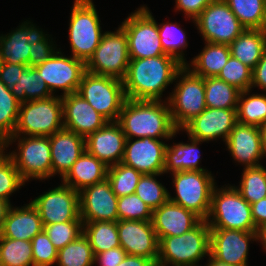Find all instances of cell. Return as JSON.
Segmentation results:
<instances>
[{"label": "cell", "instance_id": "6da1fadb", "mask_svg": "<svg viewBox=\"0 0 266 266\" xmlns=\"http://www.w3.org/2000/svg\"><path fill=\"white\" fill-rule=\"evenodd\" d=\"M170 55L130 59L123 86L127 99L161 101L163 92L173 84L183 67Z\"/></svg>", "mask_w": 266, "mask_h": 266}, {"label": "cell", "instance_id": "7a4b0ae2", "mask_svg": "<svg viewBox=\"0 0 266 266\" xmlns=\"http://www.w3.org/2000/svg\"><path fill=\"white\" fill-rule=\"evenodd\" d=\"M126 139L151 137L172 140L177 130L172 122L168 101L126 99L117 121Z\"/></svg>", "mask_w": 266, "mask_h": 266}, {"label": "cell", "instance_id": "3957f363", "mask_svg": "<svg viewBox=\"0 0 266 266\" xmlns=\"http://www.w3.org/2000/svg\"><path fill=\"white\" fill-rule=\"evenodd\" d=\"M209 255L210 227L206 220H202L180 236L162 237L159 240L157 266H201L198 262Z\"/></svg>", "mask_w": 266, "mask_h": 266}, {"label": "cell", "instance_id": "277c9868", "mask_svg": "<svg viewBox=\"0 0 266 266\" xmlns=\"http://www.w3.org/2000/svg\"><path fill=\"white\" fill-rule=\"evenodd\" d=\"M16 150L6 152L13 160L23 181L47 180L52 177V161L49 136H10L1 147L7 151L12 143ZM17 151V152H16Z\"/></svg>", "mask_w": 266, "mask_h": 266}, {"label": "cell", "instance_id": "5b68a950", "mask_svg": "<svg viewBox=\"0 0 266 266\" xmlns=\"http://www.w3.org/2000/svg\"><path fill=\"white\" fill-rule=\"evenodd\" d=\"M172 93L165 98L169 103L172 122L182 130L206 108L204 78L185 65L177 72Z\"/></svg>", "mask_w": 266, "mask_h": 266}, {"label": "cell", "instance_id": "8992f818", "mask_svg": "<svg viewBox=\"0 0 266 266\" xmlns=\"http://www.w3.org/2000/svg\"><path fill=\"white\" fill-rule=\"evenodd\" d=\"M217 187L215 185L212 191L211 207L206 219L210 229L257 231L252 219L251 205L234 185L228 183Z\"/></svg>", "mask_w": 266, "mask_h": 266}, {"label": "cell", "instance_id": "52a82bcc", "mask_svg": "<svg viewBox=\"0 0 266 266\" xmlns=\"http://www.w3.org/2000/svg\"><path fill=\"white\" fill-rule=\"evenodd\" d=\"M69 20L71 56L86 63L99 46L103 35L93 0H74Z\"/></svg>", "mask_w": 266, "mask_h": 266}, {"label": "cell", "instance_id": "ba28073f", "mask_svg": "<svg viewBox=\"0 0 266 266\" xmlns=\"http://www.w3.org/2000/svg\"><path fill=\"white\" fill-rule=\"evenodd\" d=\"M63 127L62 98L54 95L21 103L13 135L50 136Z\"/></svg>", "mask_w": 266, "mask_h": 266}, {"label": "cell", "instance_id": "9c48e42d", "mask_svg": "<svg viewBox=\"0 0 266 266\" xmlns=\"http://www.w3.org/2000/svg\"><path fill=\"white\" fill-rule=\"evenodd\" d=\"M108 122H116L126 101L123 80L85 72L77 91Z\"/></svg>", "mask_w": 266, "mask_h": 266}, {"label": "cell", "instance_id": "30bf717a", "mask_svg": "<svg viewBox=\"0 0 266 266\" xmlns=\"http://www.w3.org/2000/svg\"><path fill=\"white\" fill-rule=\"evenodd\" d=\"M212 175L209 170L172 173L176 195L172 197L169 192V201L206 220L211 207L212 191L217 184Z\"/></svg>", "mask_w": 266, "mask_h": 266}, {"label": "cell", "instance_id": "8fae6325", "mask_svg": "<svg viewBox=\"0 0 266 266\" xmlns=\"http://www.w3.org/2000/svg\"><path fill=\"white\" fill-rule=\"evenodd\" d=\"M129 63L127 36L119 26L116 32H103L99 46L85 64L87 72L123 80Z\"/></svg>", "mask_w": 266, "mask_h": 266}, {"label": "cell", "instance_id": "7c38bea8", "mask_svg": "<svg viewBox=\"0 0 266 266\" xmlns=\"http://www.w3.org/2000/svg\"><path fill=\"white\" fill-rule=\"evenodd\" d=\"M121 23L128 40L130 59L167 55L162 49L155 18L145 5L140 6Z\"/></svg>", "mask_w": 266, "mask_h": 266}, {"label": "cell", "instance_id": "4fadbf2b", "mask_svg": "<svg viewBox=\"0 0 266 266\" xmlns=\"http://www.w3.org/2000/svg\"><path fill=\"white\" fill-rule=\"evenodd\" d=\"M205 42L230 45L246 28L224 0L211 2L194 20Z\"/></svg>", "mask_w": 266, "mask_h": 266}, {"label": "cell", "instance_id": "5bb4252c", "mask_svg": "<svg viewBox=\"0 0 266 266\" xmlns=\"http://www.w3.org/2000/svg\"><path fill=\"white\" fill-rule=\"evenodd\" d=\"M63 54L59 48L49 59L35 66L53 95L57 90L63 91L61 97L76 93L86 72L84 61Z\"/></svg>", "mask_w": 266, "mask_h": 266}, {"label": "cell", "instance_id": "9a60e30c", "mask_svg": "<svg viewBox=\"0 0 266 266\" xmlns=\"http://www.w3.org/2000/svg\"><path fill=\"white\" fill-rule=\"evenodd\" d=\"M38 210L43 226L80 218L79 191L61 184L31 201Z\"/></svg>", "mask_w": 266, "mask_h": 266}, {"label": "cell", "instance_id": "2e32d148", "mask_svg": "<svg viewBox=\"0 0 266 266\" xmlns=\"http://www.w3.org/2000/svg\"><path fill=\"white\" fill-rule=\"evenodd\" d=\"M250 241H257V231L210 229V255L223 263L248 266Z\"/></svg>", "mask_w": 266, "mask_h": 266}, {"label": "cell", "instance_id": "e0dca14e", "mask_svg": "<svg viewBox=\"0 0 266 266\" xmlns=\"http://www.w3.org/2000/svg\"><path fill=\"white\" fill-rule=\"evenodd\" d=\"M118 197L109 180L85 187L79 192L80 218L83 223L95 221H118Z\"/></svg>", "mask_w": 266, "mask_h": 266}, {"label": "cell", "instance_id": "ac0fdd59", "mask_svg": "<svg viewBox=\"0 0 266 266\" xmlns=\"http://www.w3.org/2000/svg\"><path fill=\"white\" fill-rule=\"evenodd\" d=\"M237 124V109L206 108L190 121L181 132L186 131L188 137L203 142L229 137Z\"/></svg>", "mask_w": 266, "mask_h": 266}, {"label": "cell", "instance_id": "d6986e66", "mask_svg": "<svg viewBox=\"0 0 266 266\" xmlns=\"http://www.w3.org/2000/svg\"><path fill=\"white\" fill-rule=\"evenodd\" d=\"M167 143L151 137L126 139L121 163L142 174H164V157Z\"/></svg>", "mask_w": 266, "mask_h": 266}, {"label": "cell", "instance_id": "ffe728a7", "mask_svg": "<svg viewBox=\"0 0 266 266\" xmlns=\"http://www.w3.org/2000/svg\"><path fill=\"white\" fill-rule=\"evenodd\" d=\"M120 246L129 255L153 259L159 256V240L151 221L118 220Z\"/></svg>", "mask_w": 266, "mask_h": 266}, {"label": "cell", "instance_id": "44dd1931", "mask_svg": "<svg viewBox=\"0 0 266 266\" xmlns=\"http://www.w3.org/2000/svg\"><path fill=\"white\" fill-rule=\"evenodd\" d=\"M225 146L233 160L244 168L259 166L260 161L266 158L258 126L237 123L226 139Z\"/></svg>", "mask_w": 266, "mask_h": 266}, {"label": "cell", "instance_id": "7402d4cb", "mask_svg": "<svg viewBox=\"0 0 266 266\" xmlns=\"http://www.w3.org/2000/svg\"><path fill=\"white\" fill-rule=\"evenodd\" d=\"M61 98L64 128L85 139L108 122L79 93H71Z\"/></svg>", "mask_w": 266, "mask_h": 266}, {"label": "cell", "instance_id": "603a6c76", "mask_svg": "<svg viewBox=\"0 0 266 266\" xmlns=\"http://www.w3.org/2000/svg\"><path fill=\"white\" fill-rule=\"evenodd\" d=\"M125 142L126 136L121 125L117 121L107 122L85 139V149L90 155L110 167L122 161Z\"/></svg>", "mask_w": 266, "mask_h": 266}, {"label": "cell", "instance_id": "cb8c5ba5", "mask_svg": "<svg viewBox=\"0 0 266 266\" xmlns=\"http://www.w3.org/2000/svg\"><path fill=\"white\" fill-rule=\"evenodd\" d=\"M201 221L202 219L194 212L169 200L153 210L151 220L158 240L162 237L180 236L193 229Z\"/></svg>", "mask_w": 266, "mask_h": 266}, {"label": "cell", "instance_id": "d4e9b609", "mask_svg": "<svg viewBox=\"0 0 266 266\" xmlns=\"http://www.w3.org/2000/svg\"><path fill=\"white\" fill-rule=\"evenodd\" d=\"M52 161V177L67 174L85 149V138L62 128L49 136Z\"/></svg>", "mask_w": 266, "mask_h": 266}, {"label": "cell", "instance_id": "484cf974", "mask_svg": "<svg viewBox=\"0 0 266 266\" xmlns=\"http://www.w3.org/2000/svg\"><path fill=\"white\" fill-rule=\"evenodd\" d=\"M6 35L0 34V62L29 66L30 41L41 30L31 21H24Z\"/></svg>", "mask_w": 266, "mask_h": 266}, {"label": "cell", "instance_id": "4316f807", "mask_svg": "<svg viewBox=\"0 0 266 266\" xmlns=\"http://www.w3.org/2000/svg\"><path fill=\"white\" fill-rule=\"evenodd\" d=\"M43 230L38 210L32 205L9 209L0 235L2 237L32 241V238Z\"/></svg>", "mask_w": 266, "mask_h": 266}, {"label": "cell", "instance_id": "83f0119b", "mask_svg": "<svg viewBox=\"0 0 266 266\" xmlns=\"http://www.w3.org/2000/svg\"><path fill=\"white\" fill-rule=\"evenodd\" d=\"M107 172L108 167L85 150L61 179V183L80 192L85 187L105 180Z\"/></svg>", "mask_w": 266, "mask_h": 266}, {"label": "cell", "instance_id": "f1b7e54d", "mask_svg": "<svg viewBox=\"0 0 266 266\" xmlns=\"http://www.w3.org/2000/svg\"><path fill=\"white\" fill-rule=\"evenodd\" d=\"M190 143L167 144L164 157V174L181 171H204L202 168L199 144L201 141L188 137Z\"/></svg>", "mask_w": 266, "mask_h": 266}, {"label": "cell", "instance_id": "f546056e", "mask_svg": "<svg viewBox=\"0 0 266 266\" xmlns=\"http://www.w3.org/2000/svg\"><path fill=\"white\" fill-rule=\"evenodd\" d=\"M229 48L232 57L253 69L266 50V29H245Z\"/></svg>", "mask_w": 266, "mask_h": 266}, {"label": "cell", "instance_id": "4dcf8cb0", "mask_svg": "<svg viewBox=\"0 0 266 266\" xmlns=\"http://www.w3.org/2000/svg\"><path fill=\"white\" fill-rule=\"evenodd\" d=\"M230 56L229 45L205 42L201 52L185 66L203 78L217 77Z\"/></svg>", "mask_w": 266, "mask_h": 266}, {"label": "cell", "instance_id": "1f68e13d", "mask_svg": "<svg viewBox=\"0 0 266 266\" xmlns=\"http://www.w3.org/2000/svg\"><path fill=\"white\" fill-rule=\"evenodd\" d=\"M10 89L20 104L54 96L38 70L29 66L21 73L19 82Z\"/></svg>", "mask_w": 266, "mask_h": 266}, {"label": "cell", "instance_id": "d6a6232c", "mask_svg": "<svg viewBox=\"0 0 266 266\" xmlns=\"http://www.w3.org/2000/svg\"><path fill=\"white\" fill-rule=\"evenodd\" d=\"M241 91L237 106V123L262 126L266 122V92L252 93Z\"/></svg>", "mask_w": 266, "mask_h": 266}, {"label": "cell", "instance_id": "836d02e7", "mask_svg": "<svg viewBox=\"0 0 266 266\" xmlns=\"http://www.w3.org/2000/svg\"><path fill=\"white\" fill-rule=\"evenodd\" d=\"M83 234L88 238L94 255L120 247L117 222L95 221L83 223Z\"/></svg>", "mask_w": 266, "mask_h": 266}, {"label": "cell", "instance_id": "e575fe53", "mask_svg": "<svg viewBox=\"0 0 266 266\" xmlns=\"http://www.w3.org/2000/svg\"><path fill=\"white\" fill-rule=\"evenodd\" d=\"M208 108L237 109L240 90L217 77L204 78Z\"/></svg>", "mask_w": 266, "mask_h": 266}, {"label": "cell", "instance_id": "d590c367", "mask_svg": "<svg viewBox=\"0 0 266 266\" xmlns=\"http://www.w3.org/2000/svg\"><path fill=\"white\" fill-rule=\"evenodd\" d=\"M246 29H266L265 0H224Z\"/></svg>", "mask_w": 266, "mask_h": 266}, {"label": "cell", "instance_id": "8d00e7d4", "mask_svg": "<svg viewBox=\"0 0 266 266\" xmlns=\"http://www.w3.org/2000/svg\"><path fill=\"white\" fill-rule=\"evenodd\" d=\"M162 49L165 54L176 58L182 65H186L188 61L185 58L184 49L188 47L186 32L177 22L157 24Z\"/></svg>", "mask_w": 266, "mask_h": 266}, {"label": "cell", "instance_id": "74e56055", "mask_svg": "<svg viewBox=\"0 0 266 266\" xmlns=\"http://www.w3.org/2000/svg\"><path fill=\"white\" fill-rule=\"evenodd\" d=\"M0 266H34L31 241L0 235Z\"/></svg>", "mask_w": 266, "mask_h": 266}, {"label": "cell", "instance_id": "f35d334b", "mask_svg": "<svg viewBox=\"0 0 266 266\" xmlns=\"http://www.w3.org/2000/svg\"><path fill=\"white\" fill-rule=\"evenodd\" d=\"M95 255L88 238L81 234L77 239L58 250L57 266H94Z\"/></svg>", "mask_w": 266, "mask_h": 266}, {"label": "cell", "instance_id": "ab89813d", "mask_svg": "<svg viewBox=\"0 0 266 266\" xmlns=\"http://www.w3.org/2000/svg\"><path fill=\"white\" fill-rule=\"evenodd\" d=\"M239 183V186L234 187L250 205L266 198V167L243 168Z\"/></svg>", "mask_w": 266, "mask_h": 266}, {"label": "cell", "instance_id": "60d3db41", "mask_svg": "<svg viewBox=\"0 0 266 266\" xmlns=\"http://www.w3.org/2000/svg\"><path fill=\"white\" fill-rule=\"evenodd\" d=\"M20 103L0 80V146L13 135L15 130Z\"/></svg>", "mask_w": 266, "mask_h": 266}, {"label": "cell", "instance_id": "b9f144b4", "mask_svg": "<svg viewBox=\"0 0 266 266\" xmlns=\"http://www.w3.org/2000/svg\"><path fill=\"white\" fill-rule=\"evenodd\" d=\"M142 173L123 163L108 167L107 179L114 194L119 198L134 194Z\"/></svg>", "mask_w": 266, "mask_h": 266}, {"label": "cell", "instance_id": "7bdbcfd3", "mask_svg": "<svg viewBox=\"0 0 266 266\" xmlns=\"http://www.w3.org/2000/svg\"><path fill=\"white\" fill-rule=\"evenodd\" d=\"M163 174H142L136 186L135 194L146 203L151 210L159 208L169 200V191L156 179Z\"/></svg>", "mask_w": 266, "mask_h": 266}, {"label": "cell", "instance_id": "ee69618b", "mask_svg": "<svg viewBox=\"0 0 266 266\" xmlns=\"http://www.w3.org/2000/svg\"><path fill=\"white\" fill-rule=\"evenodd\" d=\"M25 185L11 157L0 146V199L10 202V196Z\"/></svg>", "mask_w": 266, "mask_h": 266}, {"label": "cell", "instance_id": "f6af8a7d", "mask_svg": "<svg viewBox=\"0 0 266 266\" xmlns=\"http://www.w3.org/2000/svg\"><path fill=\"white\" fill-rule=\"evenodd\" d=\"M217 78L240 91L249 90L251 89L252 69L240 60L230 56Z\"/></svg>", "mask_w": 266, "mask_h": 266}, {"label": "cell", "instance_id": "bcb514c9", "mask_svg": "<svg viewBox=\"0 0 266 266\" xmlns=\"http://www.w3.org/2000/svg\"><path fill=\"white\" fill-rule=\"evenodd\" d=\"M57 250L62 249L83 234V221H67L43 226Z\"/></svg>", "mask_w": 266, "mask_h": 266}, {"label": "cell", "instance_id": "7dc6e473", "mask_svg": "<svg viewBox=\"0 0 266 266\" xmlns=\"http://www.w3.org/2000/svg\"><path fill=\"white\" fill-rule=\"evenodd\" d=\"M118 220L151 221L153 211L135 193L118 198Z\"/></svg>", "mask_w": 266, "mask_h": 266}, {"label": "cell", "instance_id": "c3c4849f", "mask_svg": "<svg viewBox=\"0 0 266 266\" xmlns=\"http://www.w3.org/2000/svg\"><path fill=\"white\" fill-rule=\"evenodd\" d=\"M34 266H53L57 261L58 250L42 230L31 241Z\"/></svg>", "mask_w": 266, "mask_h": 266}, {"label": "cell", "instance_id": "681fc988", "mask_svg": "<svg viewBox=\"0 0 266 266\" xmlns=\"http://www.w3.org/2000/svg\"><path fill=\"white\" fill-rule=\"evenodd\" d=\"M40 30L30 41L29 67H35L49 59L57 50L49 34ZM56 45V46H55Z\"/></svg>", "mask_w": 266, "mask_h": 266}, {"label": "cell", "instance_id": "f907efd6", "mask_svg": "<svg viewBox=\"0 0 266 266\" xmlns=\"http://www.w3.org/2000/svg\"><path fill=\"white\" fill-rule=\"evenodd\" d=\"M215 0H175V12L181 11L184 13L185 19L192 20L195 24V19L202 11Z\"/></svg>", "mask_w": 266, "mask_h": 266}, {"label": "cell", "instance_id": "816d5d0a", "mask_svg": "<svg viewBox=\"0 0 266 266\" xmlns=\"http://www.w3.org/2000/svg\"><path fill=\"white\" fill-rule=\"evenodd\" d=\"M26 65L0 62V80L8 87L12 88L19 82L21 73L27 68Z\"/></svg>", "mask_w": 266, "mask_h": 266}, {"label": "cell", "instance_id": "f5cc1de1", "mask_svg": "<svg viewBox=\"0 0 266 266\" xmlns=\"http://www.w3.org/2000/svg\"><path fill=\"white\" fill-rule=\"evenodd\" d=\"M127 253L120 246L98 254H95L94 263L99 266H117L126 257Z\"/></svg>", "mask_w": 266, "mask_h": 266}, {"label": "cell", "instance_id": "db71d44e", "mask_svg": "<svg viewBox=\"0 0 266 266\" xmlns=\"http://www.w3.org/2000/svg\"><path fill=\"white\" fill-rule=\"evenodd\" d=\"M253 87H259L258 89L262 92H266V50L263 53L261 60L252 69L251 90H253Z\"/></svg>", "mask_w": 266, "mask_h": 266}, {"label": "cell", "instance_id": "11a10c76", "mask_svg": "<svg viewBox=\"0 0 266 266\" xmlns=\"http://www.w3.org/2000/svg\"><path fill=\"white\" fill-rule=\"evenodd\" d=\"M252 219L256 230L266 225V198L251 204Z\"/></svg>", "mask_w": 266, "mask_h": 266}, {"label": "cell", "instance_id": "9f6ffc18", "mask_svg": "<svg viewBox=\"0 0 266 266\" xmlns=\"http://www.w3.org/2000/svg\"><path fill=\"white\" fill-rule=\"evenodd\" d=\"M117 266H157V262L153 259L127 254Z\"/></svg>", "mask_w": 266, "mask_h": 266}, {"label": "cell", "instance_id": "6f0895ef", "mask_svg": "<svg viewBox=\"0 0 266 266\" xmlns=\"http://www.w3.org/2000/svg\"><path fill=\"white\" fill-rule=\"evenodd\" d=\"M11 206H12L11 202L5 199H0V233L2 231L4 222L6 220L7 213L9 209L11 208Z\"/></svg>", "mask_w": 266, "mask_h": 266}, {"label": "cell", "instance_id": "680465c9", "mask_svg": "<svg viewBox=\"0 0 266 266\" xmlns=\"http://www.w3.org/2000/svg\"><path fill=\"white\" fill-rule=\"evenodd\" d=\"M262 244L263 249L266 251V225L257 229V242Z\"/></svg>", "mask_w": 266, "mask_h": 266}, {"label": "cell", "instance_id": "91938a15", "mask_svg": "<svg viewBox=\"0 0 266 266\" xmlns=\"http://www.w3.org/2000/svg\"><path fill=\"white\" fill-rule=\"evenodd\" d=\"M207 259H208L207 260L208 263H206L205 266H234V265L220 262L217 259L213 258L211 255H209Z\"/></svg>", "mask_w": 266, "mask_h": 266}, {"label": "cell", "instance_id": "94428289", "mask_svg": "<svg viewBox=\"0 0 266 266\" xmlns=\"http://www.w3.org/2000/svg\"><path fill=\"white\" fill-rule=\"evenodd\" d=\"M261 132L262 147L266 155V122L259 127Z\"/></svg>", "mask_w": 266, "mask_h": 266}]
</instances>
